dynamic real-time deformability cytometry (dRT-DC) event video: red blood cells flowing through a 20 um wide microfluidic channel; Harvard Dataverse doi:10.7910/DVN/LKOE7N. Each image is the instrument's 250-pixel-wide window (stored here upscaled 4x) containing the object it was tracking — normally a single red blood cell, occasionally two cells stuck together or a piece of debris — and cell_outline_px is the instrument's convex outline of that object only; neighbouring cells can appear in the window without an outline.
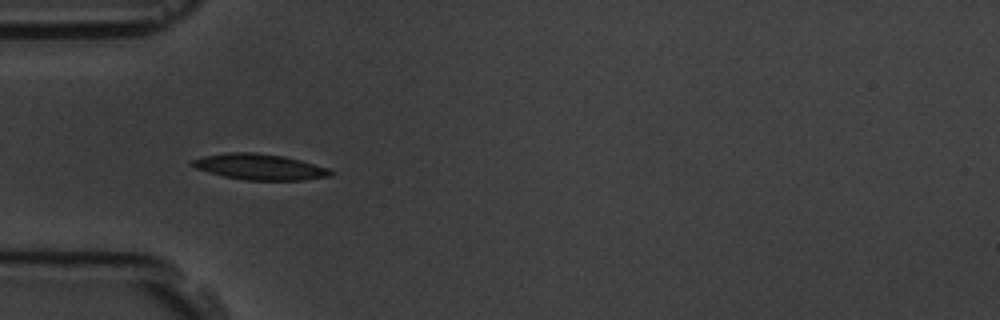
{"species": "common noctule bat (a hibernating species)", "species_latin": "Nyctalus noctula", "temperature_condition": "room temperature", "stored_images_in_passage": 11, "camera_frame_rate_fps": 3000, "um_per_image_px": 0.085, "animal": {"sex": "male", "body_mass_g": 19.5, "forearm_length_mm": 54.6}, "frame": {"image": 1, "passage_image": 1, "time_ms": 0.0, "image_size_px": [1000, 320], "cell_outline_px": [[336, 172], [332, 176], [304, 180], [244, 180], [224, 176], [196, 168], [188, 164], [192, 160], [204, 156], [228, 152], [256, 152], [284, 156], [300, 160], [328, 168]], "centroid_in_image_um": [22.1, 14.18], "position_along_channel_um": 62.9, "area_um2": 20.92}}
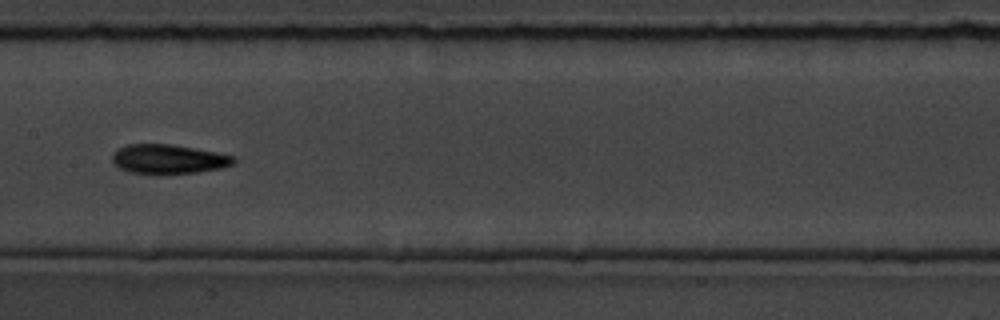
{"frame": {"image": 2, "passage_image": 4, "time_ms": 3.667, "image_size_px": [1000, 320], "cell_outline_px": [[236, 160], [232, 164], [220, 168], [196, 172], [132, 172], [120, 168], [112, 160], [112, 152], [116, 148], [128, 144], [172, 144], [196, 148], [216, 152], [232, 156]], "centroid_in_image_um": [14.29, 13.48], "position_along_channel_um": 193.1, "area_um2": 20.17}}
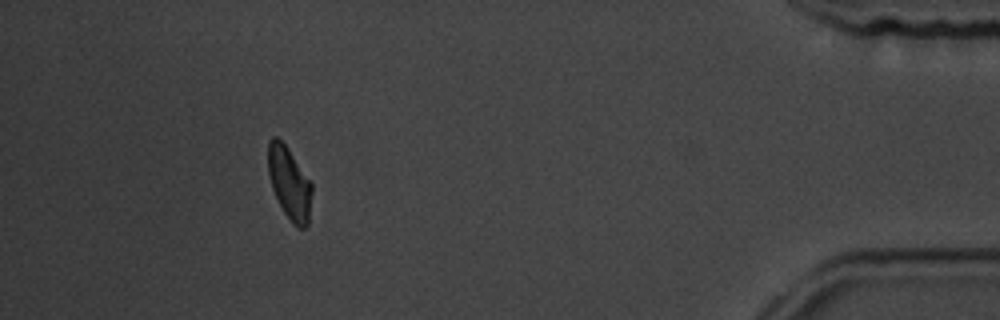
{"frame": {"image": 3, "passage_image": 10, "time_ms": 11.333, "image_size_px": [1000, 320], "cell_outline_px": [[312, 192], [308, 224], [304, 228], [296, 228], [292, 224], [284, 212], [272, 188], [268, 172], [268, 140], [272, 136], [276, 136], [288, 148], [312, 184]], "centroid_in_image_um": [24.59, 15.57], "position_along_channel_um": 410.6, "area_um2": 18.38}, "authors_computed_cell_mechanics": {"area_um2": 19.363, "velocity_mm_per_s": 3.6003, "shape_relaxation_time_tau1_ms": 3.246, "shape_relaxation_time_tau2_ms": 10.3632, "deformation_change_tau1": 0.1167, "deformation_change_tau2": 0.1742}}